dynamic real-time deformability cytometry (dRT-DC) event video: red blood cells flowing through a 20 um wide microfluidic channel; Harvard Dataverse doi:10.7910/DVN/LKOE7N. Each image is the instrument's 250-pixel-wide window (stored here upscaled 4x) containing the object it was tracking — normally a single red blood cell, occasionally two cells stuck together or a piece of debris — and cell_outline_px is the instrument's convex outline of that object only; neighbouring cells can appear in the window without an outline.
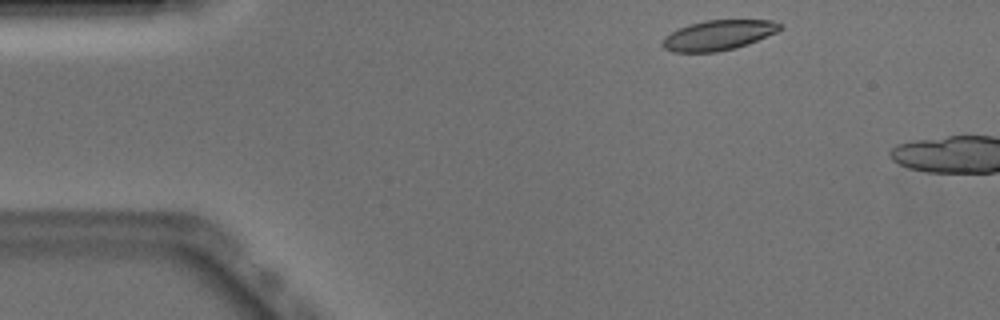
{"species": "Egyptian fruit bat (a non-hibernating species)", "species_latin": "Rousettus aegyptiacus", "temperature_condition": "warm", "stored_images_in_passage": 8, "camera_frame_rate_fps": 3000, "um_per_image_px": 0.085, "animal": {"sex": "male"}, "frame": {"image": 1, "passage_image": 2, "time_ms": 0.333, "image_size_px": [1000, 320], "cell_outline_px": [[784, 28], [776, 32], [748, 44], [736, 48], [716, 52], [672, 52], [664, 48], [660, 44], [664, 36], [688, 24], [704, 20], [772, 20], [784, 24]], "centroid_in_image_um": [61.07, 2.99], "position_along_channel_um": 23.9, "area_um2": 20.75}}